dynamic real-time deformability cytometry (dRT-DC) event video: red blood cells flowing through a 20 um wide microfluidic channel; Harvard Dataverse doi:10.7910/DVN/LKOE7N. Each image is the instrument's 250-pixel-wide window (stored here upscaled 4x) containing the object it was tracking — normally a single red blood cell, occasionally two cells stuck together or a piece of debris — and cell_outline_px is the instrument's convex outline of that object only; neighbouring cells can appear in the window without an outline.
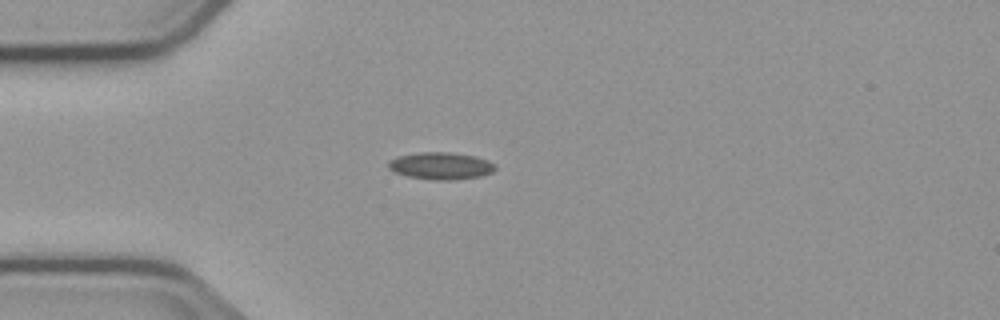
{"species": "common noctule bat (a hibernating species)", "species_latin": "Nyctalus noctula", "temperature_condition": "cold", "stored_images_in_passage": 3, "camera_frame_rate_fps": 3000, "um_per_image_px": 0.085, "animal": {"sex": "male", "body_mass_g": 23.1, "forearm_length_mm": 52.7}, "frame": {"image": 1, "passage_image": 3, "time_ms": 3.0, "image_size_px": [1000, 320], "cell_outline_px": [[496, 168], [492, 172], [480, 176], [448, 180], [436, 180], [408, 176], [396, 172], [388, 168], [388, 160], [400, 156], [420, 152], [452, 152], [476, 156], [488, 160], [496, 164]], "centroid_in_image_um": [37.5, 14.08], "position_along_channel_um": 47.5, "area_um2": 16.82}}